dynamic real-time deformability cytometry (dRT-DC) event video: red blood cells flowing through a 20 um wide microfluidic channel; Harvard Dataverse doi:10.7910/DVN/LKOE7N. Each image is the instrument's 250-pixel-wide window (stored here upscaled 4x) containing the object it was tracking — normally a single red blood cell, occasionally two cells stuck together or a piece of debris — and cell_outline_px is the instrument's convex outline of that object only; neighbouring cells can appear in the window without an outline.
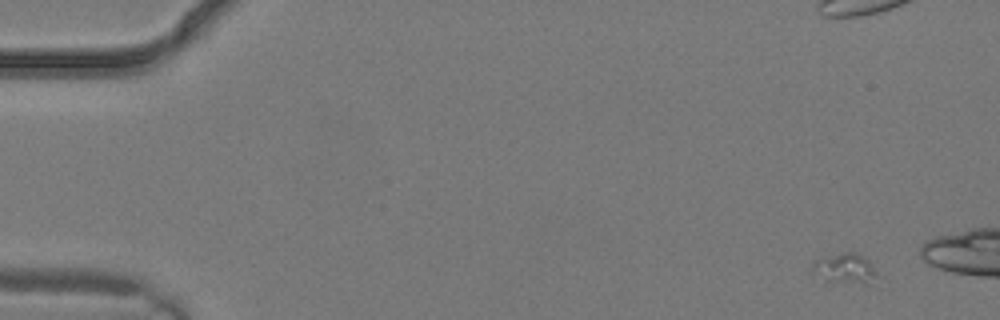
{"species": "common noctule bat (a hibernating species)", "species_latin": "Nyctalus noctula", "temperature_condition": "warm", "stored_images_in_passage": 2, "camera_frame_rate_fps": 3000, "um_per_image_px": 0.085, "animal": {"sex": "male", "body_mass_g": 19.2, "forearm_length_mm": 51.8}, "frame": {"image": 1, "passage_image": 2, "time_ms": 0.333, "image_size_px": [1000, 320], "cell_outline_px": [[876, 276], [868, 284], [864, 284], [812, 280], [812, 264], [820, 256], [844, 252], [856, 252], [864, 256], [868, 260]], "centroid_in_image_um": [71.67, 22.83], "position_along_channel_um": 13.3, "area_um2": 11.79}}